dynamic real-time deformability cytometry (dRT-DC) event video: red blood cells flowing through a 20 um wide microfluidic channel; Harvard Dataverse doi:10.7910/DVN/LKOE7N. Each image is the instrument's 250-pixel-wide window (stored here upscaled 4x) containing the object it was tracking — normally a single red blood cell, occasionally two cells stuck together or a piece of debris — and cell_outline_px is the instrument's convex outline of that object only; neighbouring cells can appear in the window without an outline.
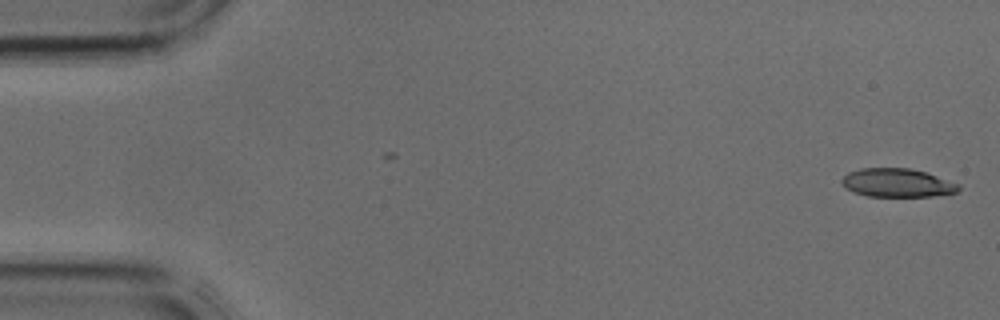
{"species": "common noctule bat (a hibernating species)", "species_latin": "Nyctalus noctula", "temperature_condition": "cold", "stored_images_in_passage": 4, "segment_of_instrument_passage": [2, 2], "camera_frame_rate_fps": 3000, "um_per_image_px": 0.085, "animal": {"sex": "male", "body_mass_g": 17.9, "forearm_length_mm": 54.2}, "frame": {"image": 1, "passage_image": 4, "time_ms": 1.0, "image_size_px": [1000, 320], "cell_outline_px": [[960, 188], [956, 192], [932, 196], [868, 196], [852, 192], [840, 180], [848, 172], [860, 168], [908, 168], [924, 172], [960, 184]], "centroid_in_image_um": [76.25, 15.54], "position_along_channel_um": 8.8, "area_um2": 19.19}}